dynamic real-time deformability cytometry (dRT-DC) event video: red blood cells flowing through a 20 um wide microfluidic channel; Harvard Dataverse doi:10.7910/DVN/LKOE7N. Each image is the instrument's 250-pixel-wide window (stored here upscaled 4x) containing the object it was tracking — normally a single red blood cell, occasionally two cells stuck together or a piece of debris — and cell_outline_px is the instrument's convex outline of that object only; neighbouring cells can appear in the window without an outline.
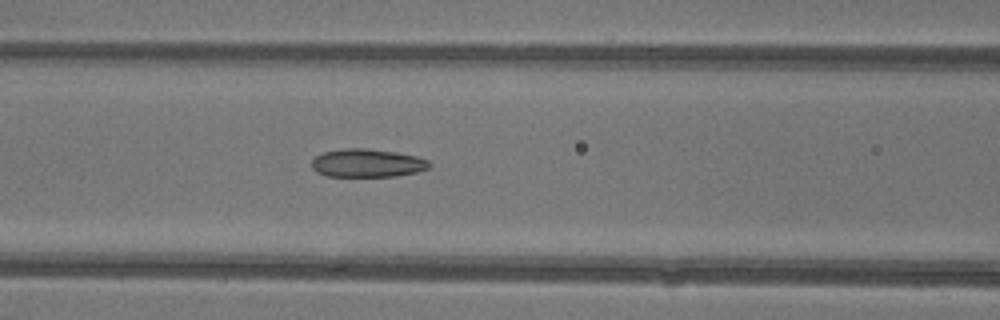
{"species": "common noctule bat (a hibernating species)", "species_latin": "Nyctalus noctula", "temperature_condition": "warm", "stored_images_in_passage": 24, "camera_frame_rate_fps": 3000, "um_per_image_px": 0.085, "animal": {"sex": "female"}, "frame": {"image": 1, "passage_image": 21, "time_ms": 6.667, "image_size_px": [1000, 320], "cell_outline_px": [[432, 168], [416, 172], [396, 176], [328, 176], [316, 172], [312, 168], [312, 160], [316, 156], [324, 152], [344, 148], [368, 148], [396, 152], [416, 156], [428, 160], [432, 164]], "centroid_in_image_um": [31.25, 13.86], "position_along_channel_um": 135.4, "area_um2": 19.48}}
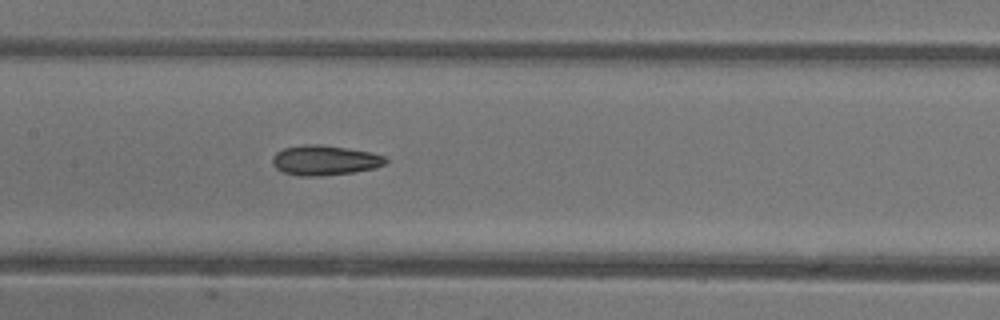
{"frame": {"image": 2, "passage_image": 24, "time_ms": 7.667, "image_size_px": [1000, 320], "cell_outline_px": [[388, 164], [376, 168], [352, 172], [320, 176], [300, 176], [284, 172], [276, 168], [272, 160], [272, 156], [276, 152], [284, 148], [304, 144], [320, 144], [372, 152], [384, 156], [388, 160]], "centroid_in_image_um": [27.63, 13.62], "position_along_channel_um": 179.8, "area_um2": 19.83}}